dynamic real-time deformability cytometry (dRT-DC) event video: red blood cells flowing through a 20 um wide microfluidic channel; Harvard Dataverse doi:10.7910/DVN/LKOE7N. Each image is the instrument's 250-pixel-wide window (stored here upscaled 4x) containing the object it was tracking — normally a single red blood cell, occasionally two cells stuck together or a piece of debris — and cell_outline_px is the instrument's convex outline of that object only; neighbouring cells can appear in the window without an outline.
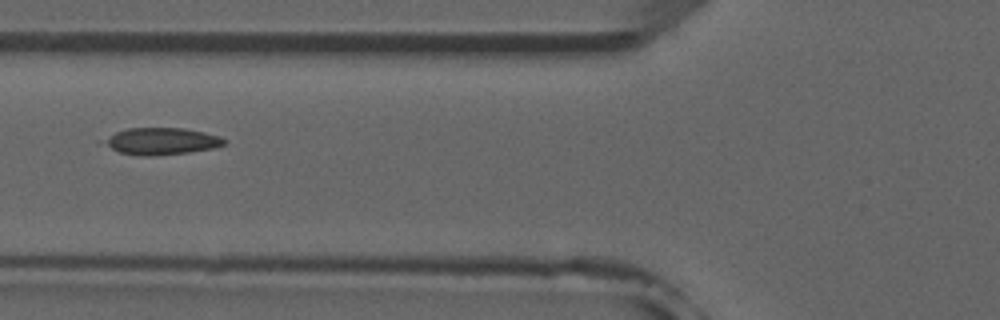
{"species": "common noctule bat (a hibernating species)", "species_latin": "Nyctalus noctula", "temperature_condition": "room temperature", "stored_images_in_passage": 4, "camera_frame_rate_fps": 3000, "um_per_image_px": 0.085, "animal": {"sex": "male", "forearm_length_mm": 52.5}, "frame": {"image": 1, "passage_image": 4, "time_ms": 3.333, "image_size_px": [1000, 320], "cell_outline_px": [[228, 140], [224, 144], [216, 148], [188, 152], [156, 156], [140, 156], [120, 152], [112, 148], [100, 140], [116, 132], [128, 128], [184, 128], [204, 132], [220, 136]], "centroid_in_image_um": [13.76, 12.0], "position_along_channel_um": 112.0, "area_um2": 18.9}}